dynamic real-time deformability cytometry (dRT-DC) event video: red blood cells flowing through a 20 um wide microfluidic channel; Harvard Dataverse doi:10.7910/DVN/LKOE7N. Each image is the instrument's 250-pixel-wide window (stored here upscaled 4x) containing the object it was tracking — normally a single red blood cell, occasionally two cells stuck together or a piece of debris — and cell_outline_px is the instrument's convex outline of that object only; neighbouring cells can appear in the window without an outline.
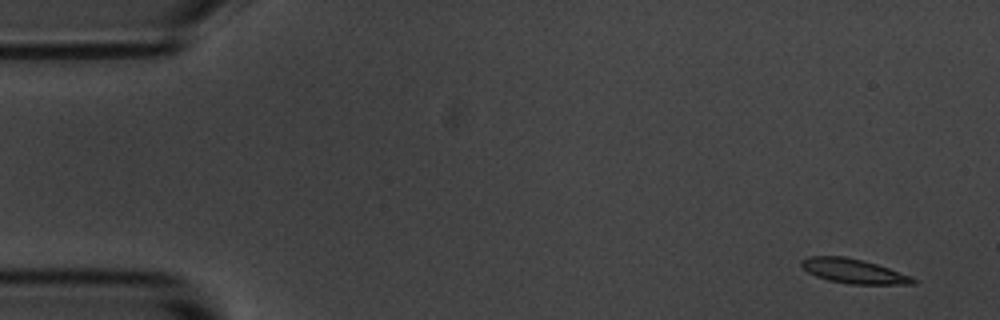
{"species": "common noctule bat (a hibernating species)", "species_latin": "Nyctalus noctula", "temperature_condition": "room temperature", "stored_images_in_passage": 5, "camera_frame_rate_fps": 3000, "um_per_image_px": 0.085, "animal": {"sex": "male", "body_mass_g": 20.1, "forearm_length_mm": 53.5}, "frame": {"image": 1, "passage_image": 1, "time_ms": 0.0, "image_size_px": [1000, 320], "cell_outline_px": [[920, 280], [916, 284], [848, 284], [828, 280], [816, 276], [808, 272], [800, 264], [800, 260], [808, 256], [844, 256], [864, 260], [912, 276]], "centroid_in_image_um": [72.58, 23.04], "position_along_channel_um": 12.4, "area_um2": 16.07}}
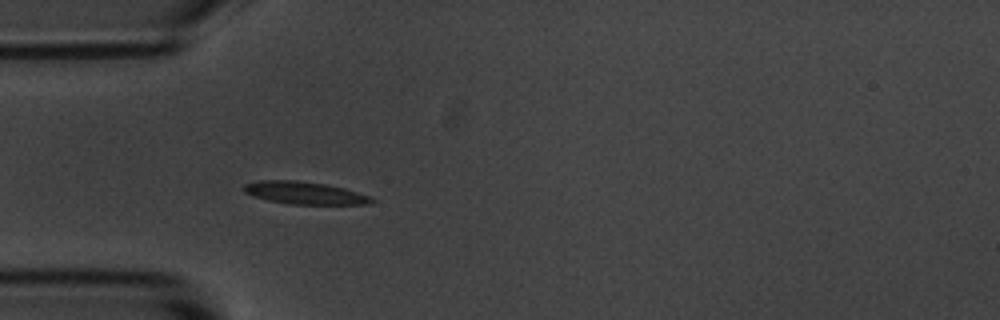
{"frame": {"image": 2, "passage_image": 5, "time_ms": 4.333, "image_size_px": [1000, 320], "cell_outline_px": [[376, 200], [368, 204], [288, 204], [268, 200], [252, 196], [244, 192], [244, 184], [256, 180], [296, 180], [324, 184], [344, 188], [368, 196]], "centroid_in_image_um": [25.83, 16.39], "position_along_channel_um": 59.2, "area_um2": 16.65}}